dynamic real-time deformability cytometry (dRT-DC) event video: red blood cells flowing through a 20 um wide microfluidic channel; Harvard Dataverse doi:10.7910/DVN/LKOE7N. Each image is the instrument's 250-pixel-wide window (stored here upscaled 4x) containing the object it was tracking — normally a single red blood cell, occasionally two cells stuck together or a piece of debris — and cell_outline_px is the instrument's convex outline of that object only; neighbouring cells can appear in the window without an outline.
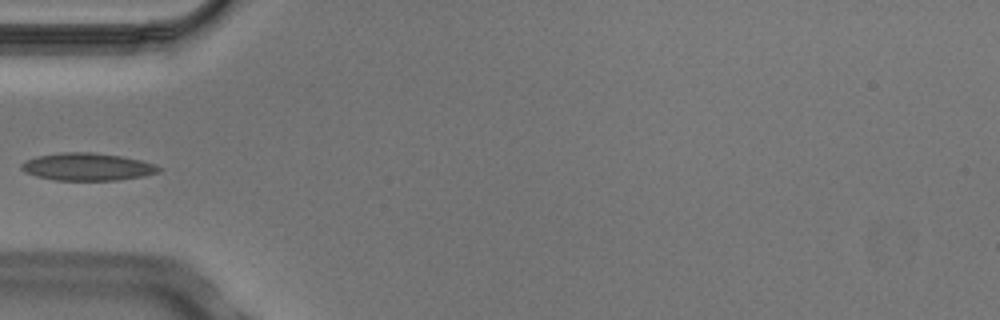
{"species": "Egyptian fruit bat (a non-hibernating species)", "species_latin": "Rousettus aegyptiacus", "temperature_condition": "cold", "stored_images_in_passage": 5, "camera_frame_rate_fps": 3000, "um_per_image_px": 0.085, "animal": {"sex": "male"}, "frame": {"image": 1, "passage_image": 3, "time_ms": 0.667, "image_size_px": [1000, 320], "cell_outline_px": [[164, 168], [160, 172], [144, 176], [116, 180], [56, 180], [36, 176], [20, 168], [20, 164], [24, 160], [36, 156], [60, 152], [92, 152], [120, 156], [140, 160], [156, 164]], "centroid_in_image_um": [7.45, 14.17], "position_along_channel_um": 77.6, "area_um2": 22.14}}
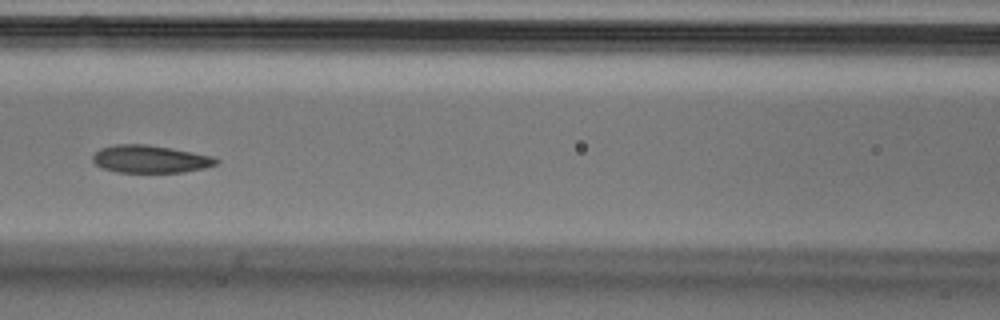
{"frame": {"image": 2, "passage_image": 5, "time_ms": 1.333, "image_size_px": [1000, 320], "cell_outline_px": [[220, 160], [216, 164], [204, 168], [184, 172], [116, 172], [104, 168], [96, 164], [92, 160], [92, 156], [100, 148], [116, 144], [148, 144], [172, 148], [212, 156]], "centroid_in_image_um": [12.77, 13.51], "position_along_channel_um": 153.8, "area_um2": 19.83}}